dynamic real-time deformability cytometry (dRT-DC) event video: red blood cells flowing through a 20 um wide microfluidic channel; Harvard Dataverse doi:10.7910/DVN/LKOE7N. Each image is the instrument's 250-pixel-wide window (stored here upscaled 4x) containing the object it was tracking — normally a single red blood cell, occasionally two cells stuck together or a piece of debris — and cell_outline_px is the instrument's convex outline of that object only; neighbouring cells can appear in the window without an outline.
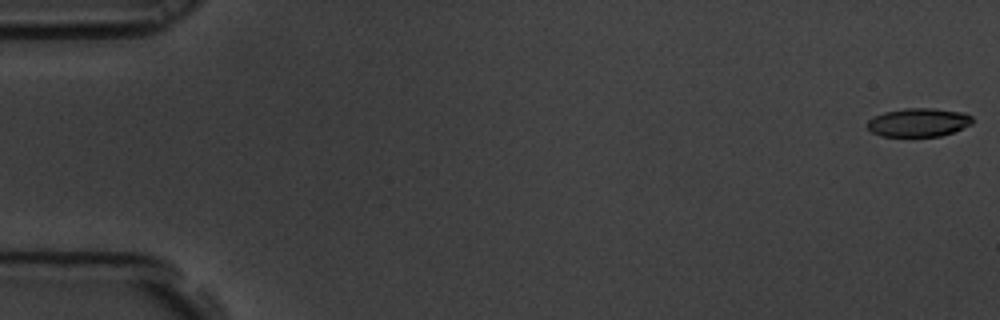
{"species": "common noctule bat (a hibernating species)", "species_latin": "Nyctalus noctula", "temperature_condition": "room temperature", "stored_images_in_passage": 60, "camera_frame_rate_fps": 3000, "um_per_image_px": 0.085, "animal": {"sex": "male", "body_mass_g": 19.5, "forearm_length_mm": 54.6}, "frame": {"image": 1, "passage_image": 1, "time_ms": 0.0, "image_size_px": [1000, 320], "cell_outline_px": [[972, 124], [952, 132], [940, 136], [880, 136], [872, 132], [868, 128], [868, 120], [884, 112], [904, 108], [936, 108], [964, 112], [972, 116]], "centroid_in_image_um": [78.09, 10.39], "position_along_channel_um": 6.9, "area_um2": 17.46}}
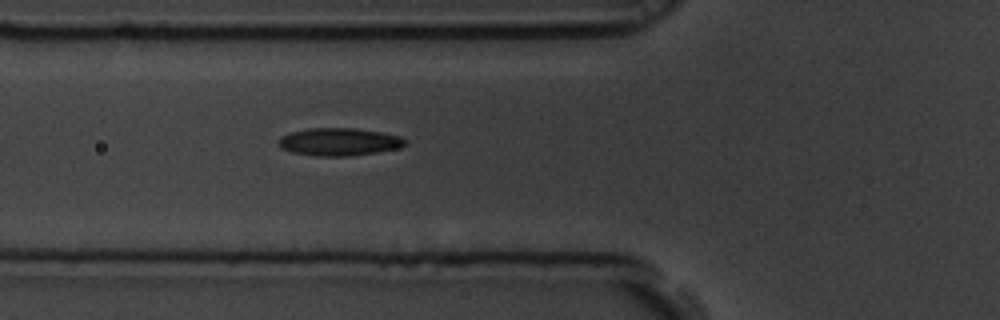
{"frame": {"image": 2, "passage_image": 22, "time_ms": 7.0, "image_size_px": [1000, 320], "cell_outline_px": [[408, 140], [404, 144], [396, 148], [376, 152], [352, 156], [316, 156], [292, 152], [280, 148], [276, 140], [280, 136], [288, 132], [308, 128], [352, 128], [380, 132], [400, 136]], "centroid_in_image_um": [28.74, 12.05], "position_along_channel_um": 97.1, "area_um2": 20.52}}
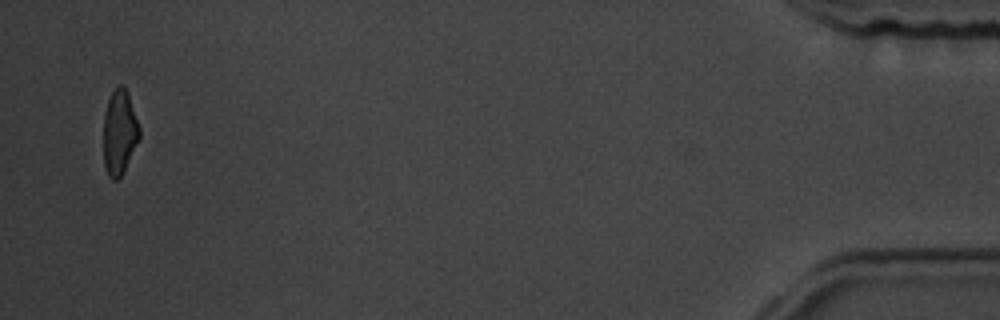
{"frame": {"image": 3, "passage_image": 58, "time_ms": 19.0, "image_size_px": [1000, 320], "cell_outline_px": [[140, 136], [120, 176], [116, 180], [112, 180], [108, 176], [104, 168], [104, 112], [108, 100], [116, 84], [124, 84], [128, 92], [140, 128]], "centroid_in_image_um": [10.14, 11.18], "position_along_channel_um": 425.1, "area_um2": 17.69}, "authors_computed_cell_mechanics": {"area_um2": 18.9584, "velocity_mm_per_s": 3.4616, "shape_relaxation_time_tau1_ms": 4.7151, "shape_relaxation_time_tau2_ms": 4.5185, "deformation_change_tau1": 0.16, "deformation_change_tau2": 0.1249}}